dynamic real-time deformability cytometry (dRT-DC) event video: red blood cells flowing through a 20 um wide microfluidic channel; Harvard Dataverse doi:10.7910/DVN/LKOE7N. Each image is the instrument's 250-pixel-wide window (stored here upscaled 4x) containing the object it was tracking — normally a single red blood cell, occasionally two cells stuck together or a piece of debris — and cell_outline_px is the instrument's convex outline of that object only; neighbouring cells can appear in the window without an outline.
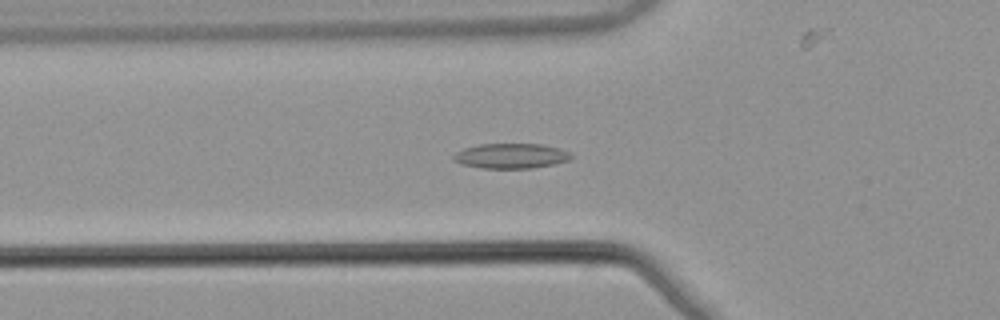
{"species": "common noctule bat (a hibernating species)", "species_latin": "Nyctalus noctula", "temperature_condition": "warm", "stored_images_in_passage": 45, "camera_frame_rate_fps": 3000, "um_per_image_px": 0.085, "animal": {"sex": "male", "body_mass_g": 21.5, "forearm_length_mm": 52.0}, "frame": {"image": 1, "passage_image": 10, "time_ms": 3.0, "image_size_px": [1000, 320], "cell_outline_px": [[572, 156], [568, 160], [552, 164], [532, 168], [480, 168], [460, 164], [452, 160], [452, 156], [456, 152], [464, 148], [480, 144], [540, 144], [556, 148], [568, 152]], "centroid_in_image_um": [43.35, 13.26], "position_along_channel_um": 82.5, "area_um2": 16.99}}
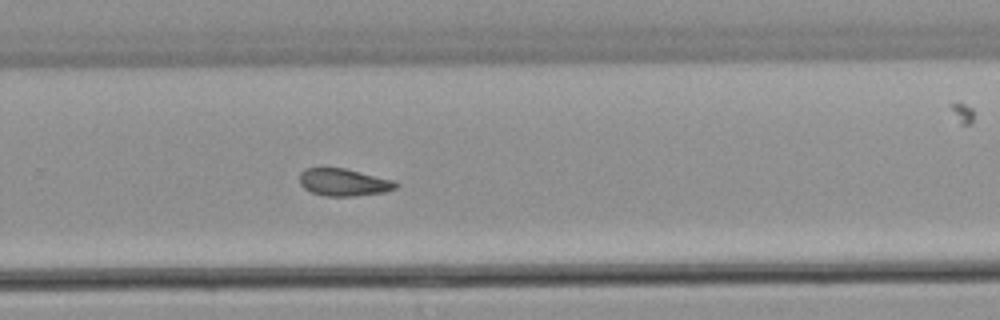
{"frame": {"image": 2, "passage_image": 27, "time_ms": 8.667, "image_size_px": [1000, 320], "cell_outline_px": [[396, 188], [384, 192], [352, 196], [328, 196], [312, 192], [304, 188], [300, 184], [300, 172], [304, 168], [344, 168], [392, 180], [396, 184]], "centroid_in_image_um": [29.16, 15.49], "position_along_channel_um": 300.6, "area_um2": 15.03}}
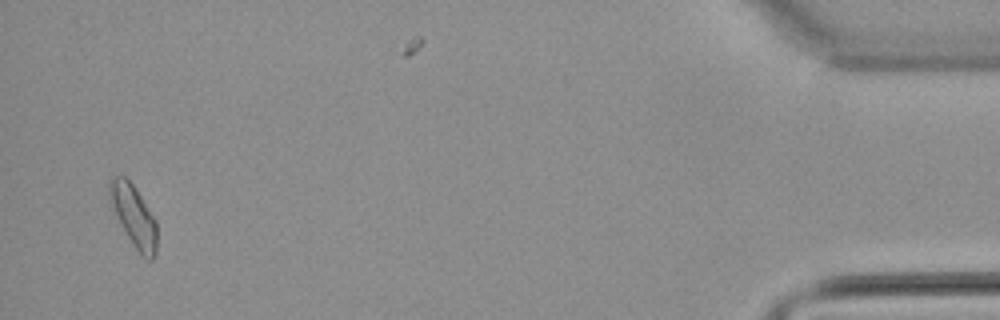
{"frame": {"image": 3, "passage_image": 43, "time_ms": 14.0, "image_size_px": [1000, 320], "cell_outline_px": [[156, 252], [152, 260], [148, 260], [140, 256], [120, 224], [112, 204], [108, 192], [108, 176], [124, 176], [132, 184], [156, 220]], "centroid_in_image_um": [11.35, 18.36], "position_along_channel_um": 423.8, "area_um2": 16.82}, "authors_computed_cell_mechanics": {"area_um2": 15.606, "velocity_mm_per_s": 3.85, "shape_relaxation_time_tau1_ms": null, "shape_relaxation_time_tau2_ms": 4.1507, "deformation_change_tau1": null, "deformation_change_tau2": 0.1107}}